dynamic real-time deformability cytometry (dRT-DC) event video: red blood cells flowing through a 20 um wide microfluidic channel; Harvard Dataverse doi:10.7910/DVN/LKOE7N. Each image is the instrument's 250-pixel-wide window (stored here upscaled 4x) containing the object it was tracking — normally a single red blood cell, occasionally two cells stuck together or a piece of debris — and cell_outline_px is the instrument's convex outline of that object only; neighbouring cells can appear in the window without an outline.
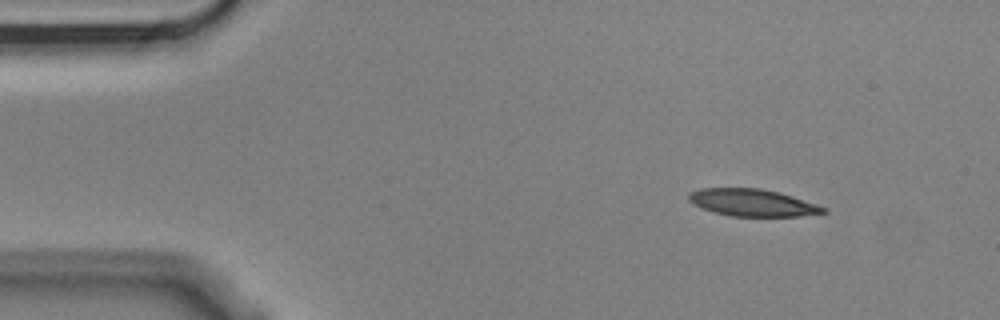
{"species": "Egyptian fruit bat (a non-hibernating species)", "species_latin": "Rousettus aegyptiacus", "temperature_condition": "cold", "stored_images_in_passage": 4, "camera_frame_rate_fps": 3000, "um_per_image_px": 0.085, "animal": {"sex": "male"}, "frame": {"image": 1, "passage_image": 4, "time_ms": 1.0, "image_size_px": [1000, 320], "cell_outline_px": [[828, 212], [800, 216], [732, 216], [716, 212], [704, 208], [688, 200], [688, 196], [692, 192], [700, 188], [760, 188], [792, 196], [828, 208]], "centroid_in_image_um": [64.0, 17.22], "position_along_channel_um": 21.0, "area_um2": 20.92}}